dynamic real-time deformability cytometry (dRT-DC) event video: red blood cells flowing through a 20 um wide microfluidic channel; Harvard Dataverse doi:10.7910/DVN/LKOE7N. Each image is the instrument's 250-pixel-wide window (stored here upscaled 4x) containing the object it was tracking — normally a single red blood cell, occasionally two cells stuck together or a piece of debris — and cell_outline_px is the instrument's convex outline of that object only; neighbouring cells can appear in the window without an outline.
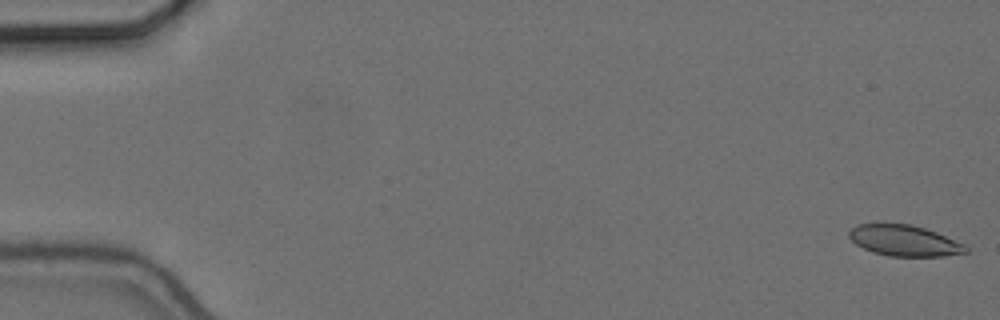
{"species": "common noctule bat (a hibernating species)", "species_latin": "Nyctalus noctula", "temperature_condition": "cold", "stored_images_in_passage": 16, "camera_frame_rate_fps": 3000, "um_per_image_px": 0.085, "animal": {"sex": "female", "body_mass_g": 24.6, "forearm_length_mm": 56.2}, "frame": {"image": 1, "passage_image": 1, "time_ms": 0.0, "image_size_px": [1000, 320], "cell_outline_px": [[968, 252], [944, 256], [888, 256], [872, 252], [856, 244], [848, 236], [848, 232], [852, 228], [860, 224], [912, 224], [936, 232], [968, 244]], "centroid_in_image_um": [76.92, 20.46], "position_along_channel_um": 8.1, "area_um2": 21.1}}
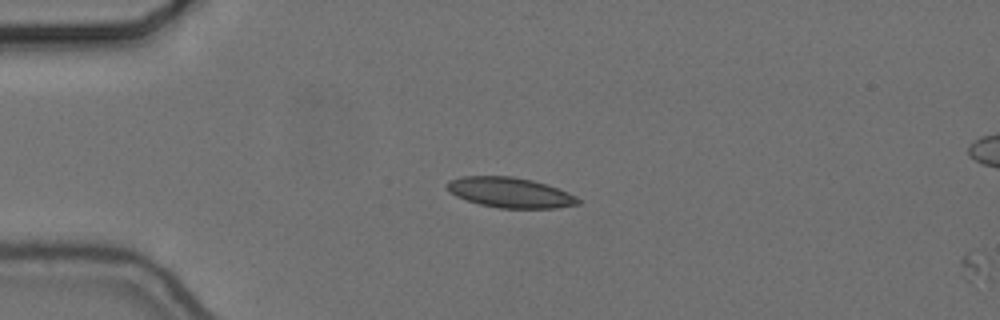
{"frame": {"image": 2, "passage_image": 14, "time_ms": 4.333, "image_size_px": [1000, 320], "cell_outline_px": [[580, 204], [556, 208], [500, 208], [480, 204], [456, 196], [448, 192], [448, 180], [464, 176], [512, 176], [532, 180], [568, 192], [576, 196], [580, 200]], "centroid_in_image_um": [43.36, 16.37], "position_along_channel_um": 41.6, "area_um2": 22.89}}